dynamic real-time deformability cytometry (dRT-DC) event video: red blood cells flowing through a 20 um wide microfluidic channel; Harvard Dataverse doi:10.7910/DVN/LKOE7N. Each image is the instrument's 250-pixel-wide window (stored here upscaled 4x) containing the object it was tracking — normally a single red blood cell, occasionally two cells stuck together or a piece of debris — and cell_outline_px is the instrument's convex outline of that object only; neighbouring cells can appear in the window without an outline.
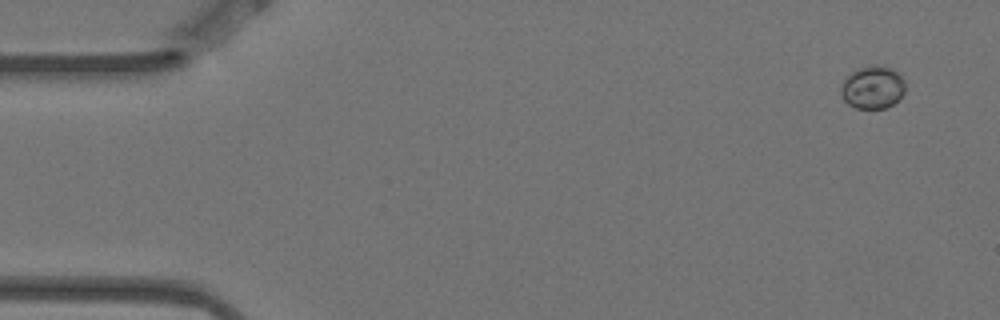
{"species": "Egyptian fruit bat (a non-hibernating species)", "species_latin": "Rousettus aegyptiacus", "temperature_condition": "warm", "stored_images_in_passage": 5, "camera_frame_rate_fps": 3000, "um_per_image_px": 0.085, "animal": {"sex": "female"}, "frame": {"image": 1, "passage_image": 1, "time_ms": 0.0, "image_size_px": [1000, 320], "cell_outline_px": [[904, 92], [892, 104], [884, 108], [856, 108], [848, 104], [844, 100], [840, 92], [840, 88], [844, 80], [852, 72], [860, 68], [872, 64], [880, 64], [900, 72], [904, 80]], "centroid_in_image_um": [74.18, 7.4], "position_along_channel_um": 10.8, "area_um2": 16.01}}
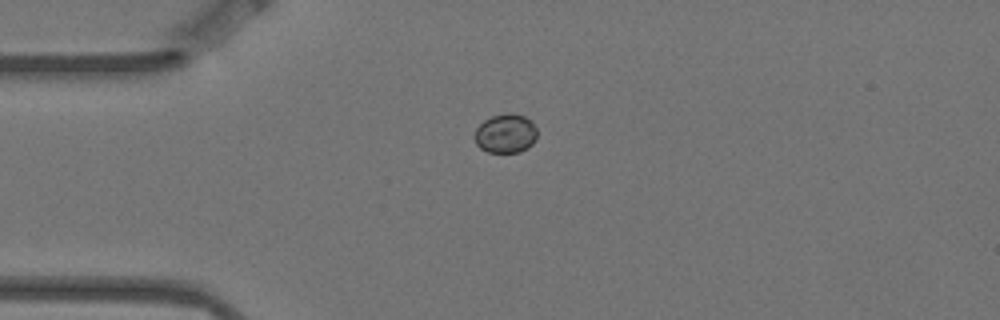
{"frame": {"image": 2, "passage_image": 4, "time_ms": 1.0, "image_size_px": [1000, 320], "cell_outline_px": [[536, 140], [528, 148], [520, 152], [488, 152], [480, 148], [476, 144], [472, 136], [476, 128], [484, 120], [492, 116], [512, 112], [524, 116], [536, 128]], "centroid_in_image_um": [42.94, 11.36], "position_along_channel_um": 42.1, "area_um2": 14.33}}